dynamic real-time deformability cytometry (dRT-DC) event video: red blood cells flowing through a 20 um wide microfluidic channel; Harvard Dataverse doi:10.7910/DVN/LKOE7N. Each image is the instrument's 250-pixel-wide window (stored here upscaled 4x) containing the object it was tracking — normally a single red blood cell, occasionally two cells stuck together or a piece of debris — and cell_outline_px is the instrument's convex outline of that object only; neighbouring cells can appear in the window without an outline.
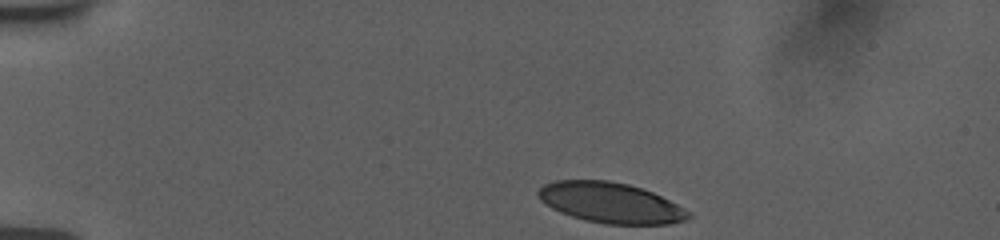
{"species": "human", "species_latin": "Homo sapiens", "temperature_condition": "room temperature", "stored_images_in_passage": 39, "camera_frame_rate_fps": 3000, "um_per_image_px": 0.085, "donor": {"sex": "female"}, "frame": {"image": 1, "passage_image": 1, "time_ms": 0.0, "image_size_px": [1000, 240], "cell_outline_px": [[692, 216], [688, 220], [668, 224], [604, 224], [584, 220], [560, 212], [552, 208], [540, 200], [536, 192], [544, 184], [556, 180], [608, 180], [628, 184], [652, 192], [692, 212]], "centroid_in_image_um": [51.9, 17.24], "position_along_channel_um": 33.1, "area_um2": 35.43}}
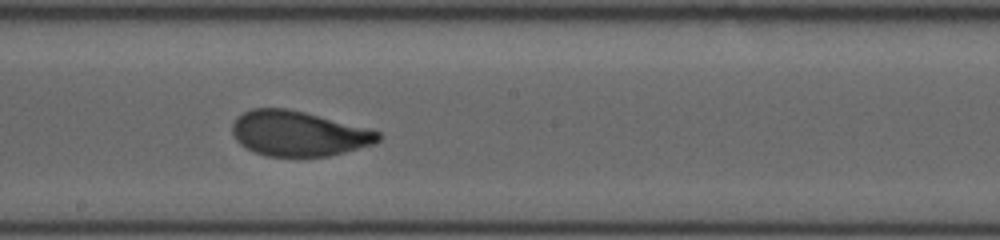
{"frame": {"image": 2, "passage_image": 22, "time_ms": 7.0, "image_size_px": [1000, 240], "cell_outline_px": [[380, 140], [372, 144], [344, 152], [328, 156], [268, 156], [256, 152], [240, 144], [232, 136], [232, 124], [236, 116], [252, 108], [284, 108], [304, 112], [368, 128], [380, 132]], "centroid_in_image_um": [25.33, 11.34], "position_along_channel_um": 222.9, "area_um2": 38.09}}
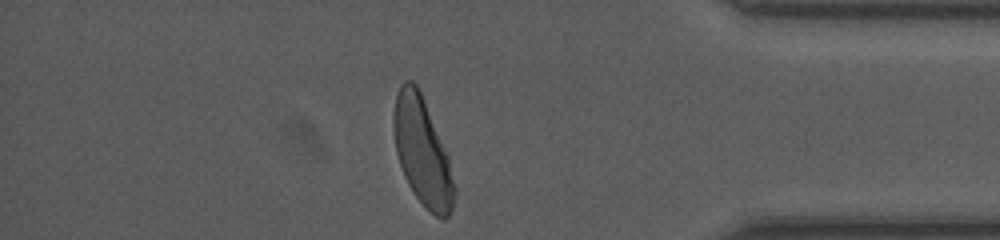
{"frame": {"image": 3, "passage_image": 38, "time_ms": 12.333, "image_size_px": [1000, 240], "cell_outline_px": [[456, 196], [452, 208], [448, 216], [444, 220], [436, 216], [416, 196], [408, 184], [404, 176], [396, 152], [392, 128], [392, 112], [396, 96], [400, 84], [404, 80], [412, 80], [416, 84], [420, 92], [448, 156], [456, 188]], "centroid_in_image_um": [35.88, 12.88], "position_along_channel_um": 399.3, "area_um2": 37.8}, "authors_computed_cell_mechanics": {"area_um2": 38.0902, "velocity_mm_per_s": 3.75, "shape_relaxation_time_tau1_ms": 3.44, "shape_relaxation_time_tau2_ms": null, "deformation_change_tau1": 0.1663, "deformation_change_tau2": null}}